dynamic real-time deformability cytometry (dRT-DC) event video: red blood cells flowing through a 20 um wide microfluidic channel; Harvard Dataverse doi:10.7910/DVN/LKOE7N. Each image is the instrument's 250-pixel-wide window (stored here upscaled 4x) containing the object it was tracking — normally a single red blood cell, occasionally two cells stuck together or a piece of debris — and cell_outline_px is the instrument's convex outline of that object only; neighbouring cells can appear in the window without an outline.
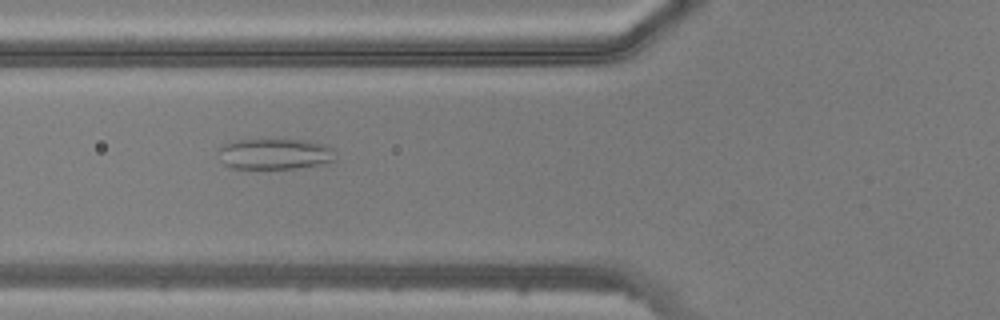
{"species": "common noctule bat (a hibernating species)", "species_latin": "Nyctalus noctula", "temperature_condition": "warm", "stored_images_in_passage": 48, "camera_frame_rate_fps": 3000, "um_per_image_px": 0.085, "animal": {"sex": "male", "body_mass_g": 20.5, "forearm_length_mm": 52.5}, "frame": {"image": 1, "passage_image": 19, "time_ms": 6.0, "image_size_px": [1000, 320], "cell_outline_px": [[336, 160], [320, 164], [296, 168], [232, 168], [224, 164], [216, 152], [216, 148], [224, 144], [236, 140], [304, 140], [324, 144], [336, 148]], "centroid_in_image_um": [23.37, 13.08], "position_along_channel_um": 102.4, "area_um2": 21.21}}
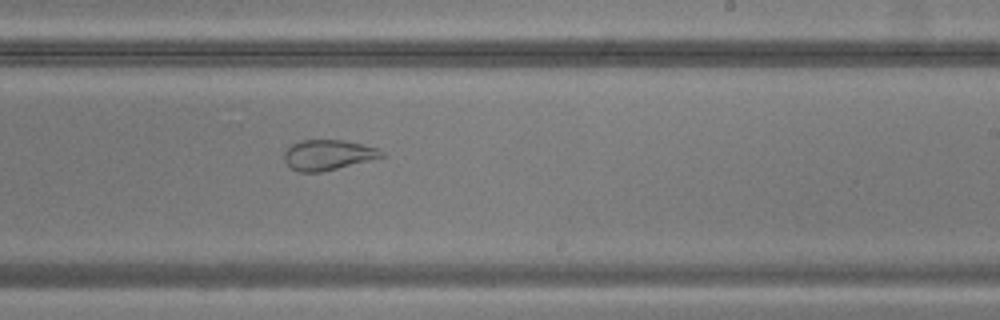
{"frame": {"image": 2, "passage_image": 30, "time_ms": 9.667, "image_size_px": [1000, 320], "cell_outline_px": [[384, 156], [320, 172], [300, 172], [292, 168], [284, 160], [284, 152], [292, 144], [300, 140], [344, 140], [376, 148], [384, 152]], "centroid_in_image_um": [27.83, 13.15], "position_along_channel_um": 261.2, "area_um2": 16.76}}
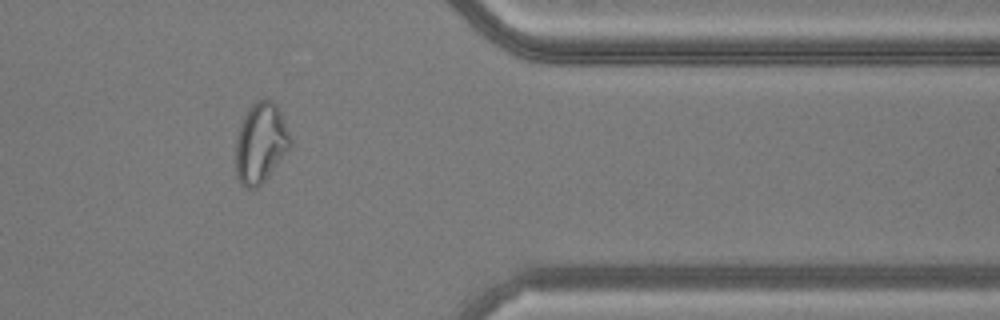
{"frame": {"image": 3, "passage_image": 40, "time_ms": 13.0, "image_size_px": [1000, 320], "cell_outline_px": [[292, 144], [264, 180], [256, 188], [248, 188], [240, 184], [236, 176], [236, 140], [244, 112], [256, 100], [272, 100], [276, 104], [292, 136]], "centroid_in_image_um": [22.15, 12.13], "position_along_channel_um": 389.3, "area_um2": 25.37}}